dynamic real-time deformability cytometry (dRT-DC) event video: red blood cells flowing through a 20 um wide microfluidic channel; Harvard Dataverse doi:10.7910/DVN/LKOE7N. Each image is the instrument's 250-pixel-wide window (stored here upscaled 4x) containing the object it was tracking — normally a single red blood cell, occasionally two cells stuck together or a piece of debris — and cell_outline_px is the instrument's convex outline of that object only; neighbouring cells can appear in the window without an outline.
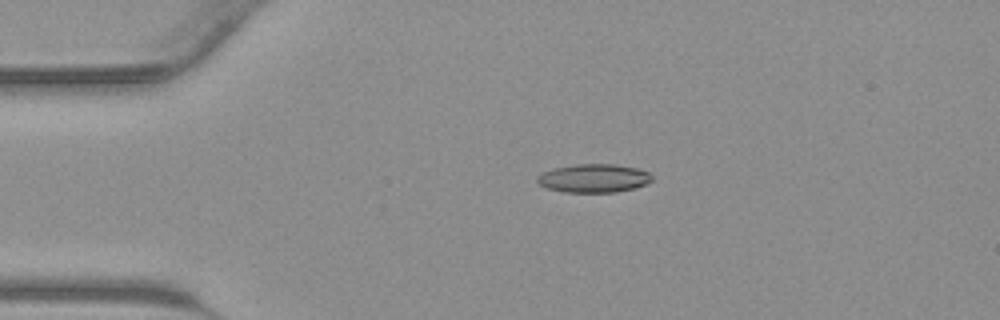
{"species": "common noctule bat (a hibernating species)", "species_latin": "Nyctalus noctula", "temperature_condition": "warm", "stored_images_in_passage": 44, "camera_frame_rate_fps": 3000, "um_per_image_px": 0.085, "animal": {"sex": "male", "body_mass_g": 23.1, "forearm_length_mm": 52.7}, "frame": {"image": 1, "passage_image": 10, "time_ms": 3.0, "image_size_px": [1000, 320], "cell_outline_px": [[652, 180], [644, 184], [632, 188], [616, 192], [564, 192], [548, 188], [536, 184], [536, 176], [552, 168], [576, 164], [616, 164], [636, 168], [648, 172], [652, 176]], "centroid_in_image_um": [50.41, 15.14], "position_along_channel_um": 34.6, "area_um2": 19.02}}
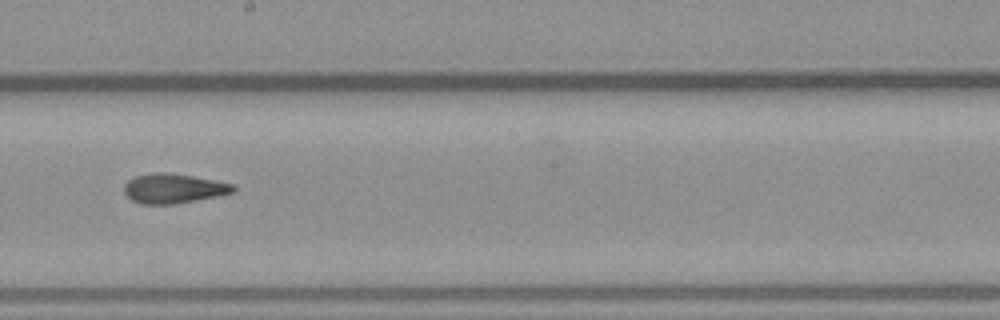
{"frame": {"image": 2, "passage_image": 25, "time_ms": 8.0, "image_size_px": [1000, 320], "cell_outline_px": [[236, 192], [196, 200], [172, 204], [144, 204], [132, 200], [124, 192], [124, 184], [128, 180], [136, 176], [152, 172], [168, 172], [192, 176], [232, 184], [236, 188]], "centroid_in_image_um": [14.73, 16.01], "position_along_channel_um": 233.5, "area_um2": 18.67}}
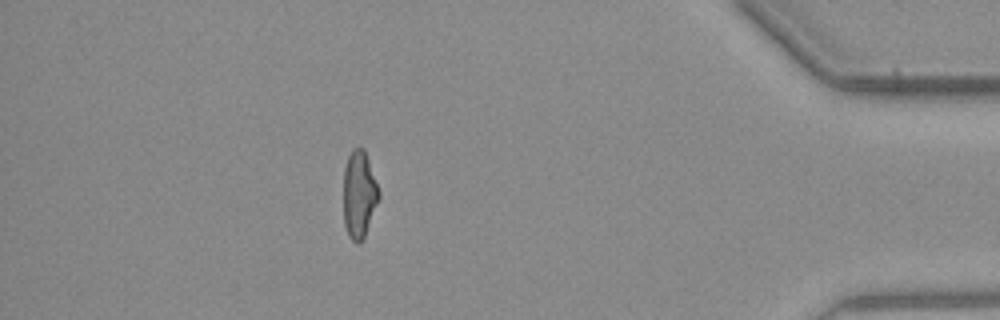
{"frame": {"image": 3, "passage_image": 39, "time_ms": 12.667, "image_size_px": [1000, 320], "cell_outline_px": [[380, 196], [364, 236], [360, 244], [356, 244], [348, 236], [344, 224], [344, 168], [348, 156], [352, 148], [360, 144], [364, 148], [380, 192]], "centroid_in_image_um": [30.52, 16.49], "position_along_channel_um": 404.7, "area_um2": 18.09}}